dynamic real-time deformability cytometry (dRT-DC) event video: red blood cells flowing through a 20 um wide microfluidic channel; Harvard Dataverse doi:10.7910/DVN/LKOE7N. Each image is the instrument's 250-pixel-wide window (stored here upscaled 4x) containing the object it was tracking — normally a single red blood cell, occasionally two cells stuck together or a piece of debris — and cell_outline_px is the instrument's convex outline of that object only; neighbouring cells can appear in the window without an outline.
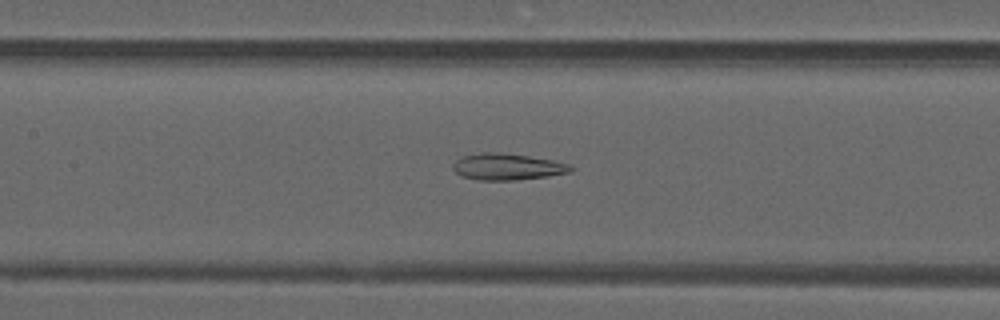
{"species": "common noctule bat (a hibernating species)", "species_latin": "Nyctalus noctula", "temperature_condition": "warm", "stored_images_in_passage": 37, "camera_frame_rate_fps": 3000, "um_per_image_px": 0.085, "animal": {"sex": "male", "forearm_length_mm": 52.5}, "frame": {"image": 1, "passage_image": 17, "time_ms": 5.333, "image_size_px": [1000, 320], "cell_outline_px": [[576, 168], [572, 172], [548, 176], [516, 180], [480, 180], [460, 176], [452, 168], [452, 164], [460, 156], [480, 152], [500, 152], [528, 156], [552, 160], [568, 164]], "centroid_in_image_um": [43.1, 14.17], "position_along_channel_um": 164.3, "area_um2": 18.38}}
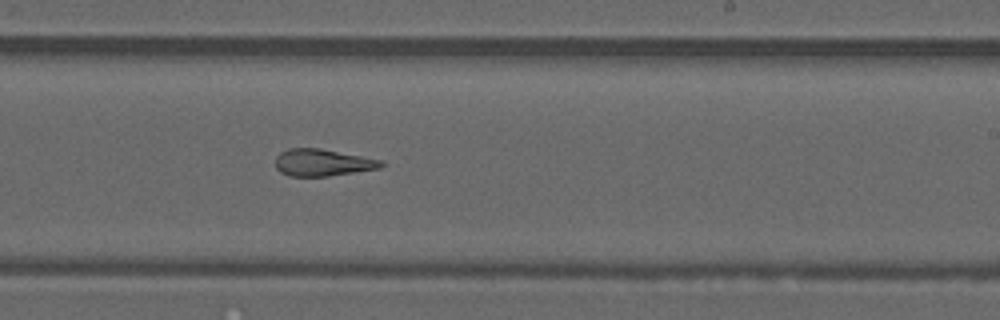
{"frame": {"image": 2, "passage_image": 24, "time_ms": 7.667, "image_size_px": [1000, 320], "cell_outline_px": [[384, 164], [380, 168], [328, 176], [288, 176], [280, 172], [276, 168], [276, 156], [280, 152], [288, 148], [320, 148], [384, 160]], "centroid_in_image_um": [27.41, 13.81], "position_along_channel_um": 261.6, "area_um2": 16.7}}
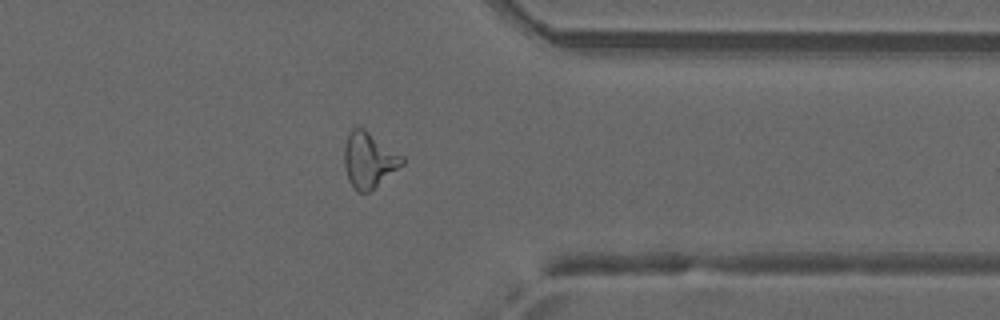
{"frame": {"image": 3, "passage_image": 33, "time_ms": 10.667, "image_size_px": [1000, 320], "cell_outline_px": [[404, 164], [368, 192], [356, 192], [348, 180], [344, 168], [344, 148], [348, 136], [352, 128], [364, 128], [404, 156]], "centroid_in_image_um": [31.35, 13.6], "position_along_channel_um": 380.0, "area_um2": 18.67}, "authors_computed_cell_mechanics": {"area_um2": 18.496, "velocity_mm_per_s": 4.1873, "shape_relaxation_time_tau1_ms": null, "shape_relaxation_time_tau2_ms": 3.1522, "deformation_change_tau1": null, "deformation_change_tau2": 0.1387}}